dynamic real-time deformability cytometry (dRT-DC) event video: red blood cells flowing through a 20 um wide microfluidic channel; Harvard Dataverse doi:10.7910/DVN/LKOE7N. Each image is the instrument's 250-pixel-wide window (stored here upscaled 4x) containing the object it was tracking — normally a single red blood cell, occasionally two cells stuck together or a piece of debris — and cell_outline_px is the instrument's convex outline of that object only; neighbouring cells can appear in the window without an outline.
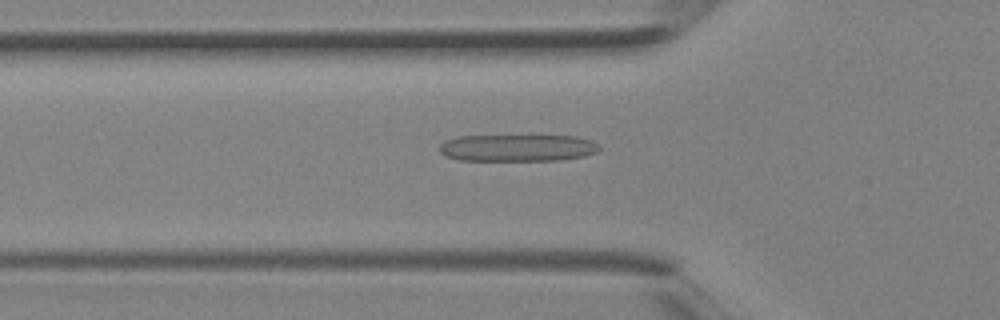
{"species": "Egyptian fruit bat (a non-hibernating species)", "species_latin": "Rousettus aegyptiacus", "temperature_condition": "room temperature", "stored_images_in_passage": 40, "camera_frame_rate_fps": 3000, "um_per_image_px": 0.085, "animal": {"sex": "female"}, "frame": {"image": 1, "passage_image": 14, "time_ms": 4.333, "image_size_px": [1000, 320], "cell_outline_px": [[600, 148], [596, 152], [584, 156], [560, 160], [460, 160], [444, 156], [440, 152], [440, 144], [444, 140], [456, 136], [576, 136], [592, 140]], "centroid_in_image_um": [43.95, 12.56], "position_along_channel_um": 81.8, "area_um2": 25.14}}
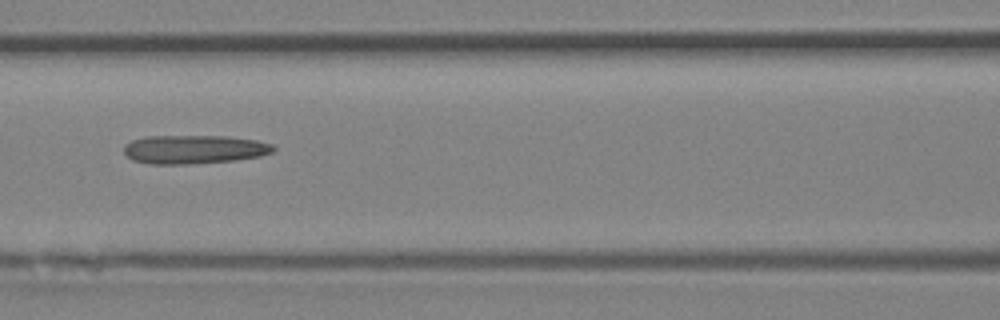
{"frame": {"image": 2, "passage_image": 18, "time_ms": 5.667, "image_size_px": [1000, 320], "cell_outline_px": [[276, 148], [272, 152], [260, 156], [236, 160], [192, 164], [148, 164], [132, 160], [124, 152], [124, 144], [132, 140], [148, 136], [228, 136], [256, 140], [272, 144]], "centroid_in_image_um": [16.49, 12.7], "position_along_channel_um": 150.1, "area_um2": 25.14}}
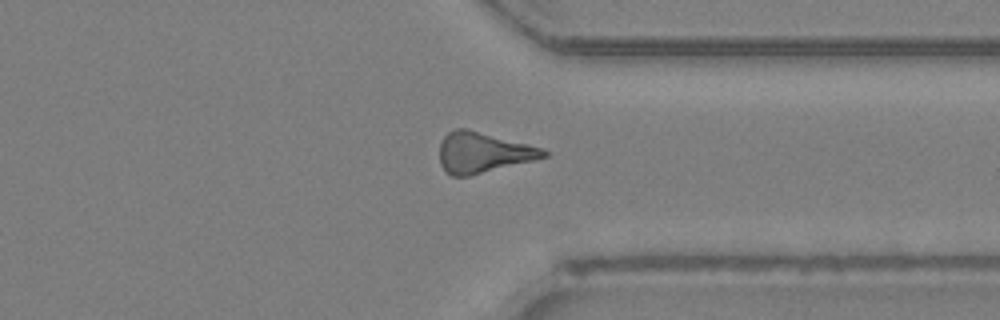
{"frame": {"image": 3, "passage_image": 31, "time_ms": 10.0, "image_size_px": [1000, 320], "cell_outline_px": [[548, 156], [468, 176], [452, 176], [444, 172], [440, 164], [440, 140], [448, 132], [456, 128], [464, 128], [544, 148], [548, 152]], "centroid_in_image_um": [41.01, 12.96], "position_along_channel_um": 370.4, "area_um2": 24.33}}